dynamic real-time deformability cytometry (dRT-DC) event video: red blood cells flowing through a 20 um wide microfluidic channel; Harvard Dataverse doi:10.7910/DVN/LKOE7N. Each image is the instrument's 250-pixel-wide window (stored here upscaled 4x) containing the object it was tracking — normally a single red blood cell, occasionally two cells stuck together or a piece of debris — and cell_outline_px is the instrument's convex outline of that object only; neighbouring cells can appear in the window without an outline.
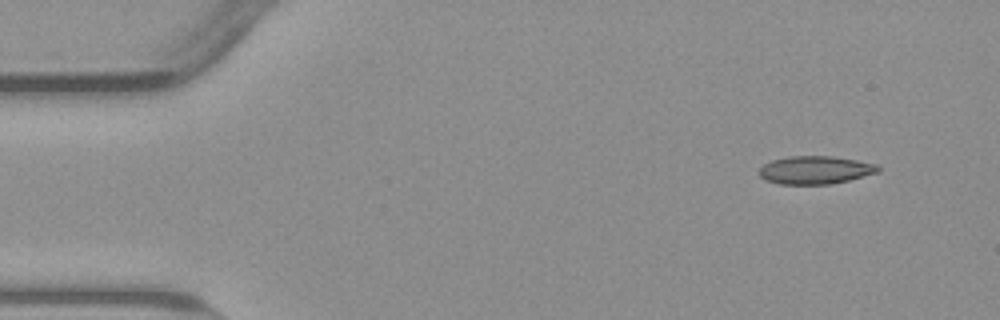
{"species": "common noctule bat (a hibernating species)", "species_latin": "Nyctalus noctula", "temperature_condition": "warm", "stored_images_in_passage": 50, "camera_frame_rate_fps": 3000, "um_per_image_px": 0.085, "animal": {"sex": "male", "body_mass_g": 23.1, "forearm_length_mm": 52.7}, "frame": {"image": 1, "passage_image": 1, "time_ms": 0.0, "image_size_px": [1000, 320], "cell_outline_px": [[880, 172], [848, 180], [828, 184], [780, 184], [768, 180], [760, 176], [760, 168], [764, 164], [772, 160], [788, 156], [832, 156], [856, 160], [876, 164], [880, 168]], "centroid_in_image_um": [69.32, 14.44], "position_along_channel_um": 15.7, "area_um2": 19.25}}
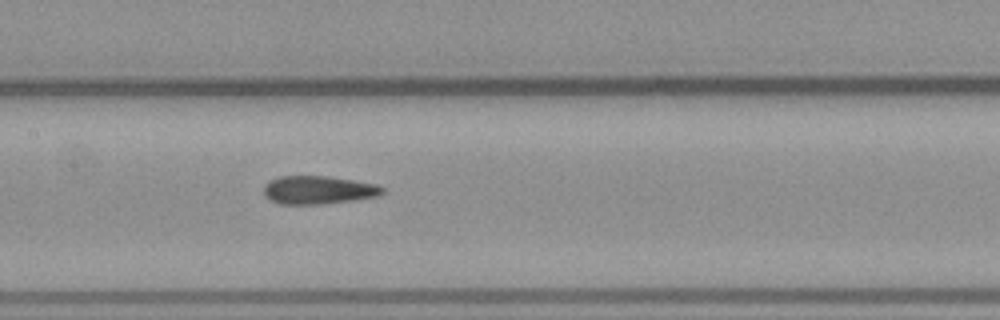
{"frame": {"image": 2, "passage_image": 22, "time_ms": 7.0, "image_size_px": [1000, 320], "cell_outline_px": [[384, 192], [380, 196], [356, 200], [320, 204], [280, 204], [264, 196], [264, 188], [268, 180], [280, 176], [328, 176], [380, 184], [384, 188]], "centroid_in_image_um": [27.1, 16.14], "position_along_channel_um": 180.3, "area_um2": 19.77}}
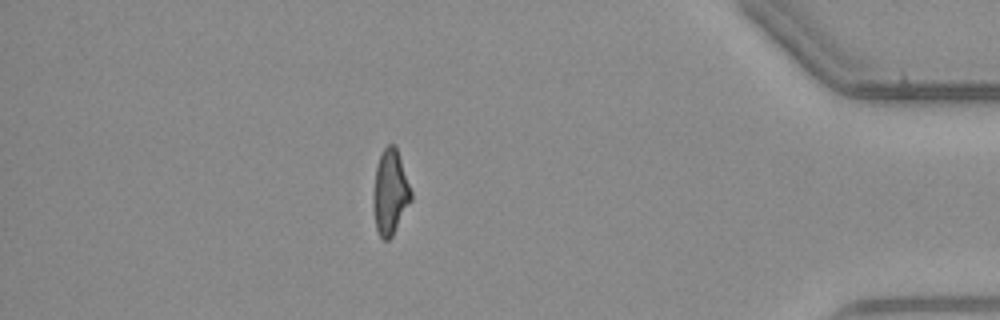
{"frame": {"image": 3, "passage_image": 43, "time_ms": 14.0, "image_size_px": [1000, 320], "cell_outline_px": [[412, 200], [392, 236], [388, 240], [384, 240], [380, 236], [376, 228], [372, 208], [372, 196], [376, 168], [380, 156], [384, 148], [388, 144], [396, 144], [412, 192]], "centroid_in_image_um": [33.16, 16.34], "position_along_channel_um": 402.0, "area_um2": 18.9}, "authors_computed_cell_mechanics": {"area_um2": 19.4786, "velocity_mm_per_s": 3.836, "shape_relaxation_time_tau1_ms": 7.6781, "shape_relaxation_time_tau2_ms": 2.7309, "deformation_change_tau1": 0.2138, "deformation_change_tau2": 0.121}}